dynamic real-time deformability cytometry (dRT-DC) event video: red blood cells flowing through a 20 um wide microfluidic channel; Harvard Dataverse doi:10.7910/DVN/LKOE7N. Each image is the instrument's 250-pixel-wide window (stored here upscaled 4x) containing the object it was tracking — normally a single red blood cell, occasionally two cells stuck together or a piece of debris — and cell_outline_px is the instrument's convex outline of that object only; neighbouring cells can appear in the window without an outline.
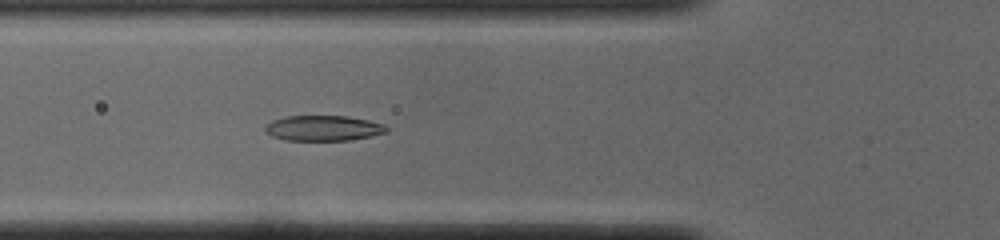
{"species": "common noctule bat (a hibernating species)", "species_latin": "Nyctalus noctula", "temperature_condition": "cold", "stored_images_in_passage": 51, "camera_frame_rate_fps": 3000, "um_per_image_px": 0.085, "animal": {"sex": "male", "body_mass_g": 19.0, "forearm_length_mm": 50.8}, "frame": {"image": 1, "passage_image": 18, "time_ms": 5.667, "image_size_px": [1000, 240], "cell_outline_px": [[388, 132], [372, 136], [352, 140], [288, 140], [272, 136], [264, 132], [264, 128], [272, 120], [288, 116], [348, 116], [368, 120], [384, 124], [388, 128]], "centroid_in_image_um": [27.51, 10.89], "position_along_channel_um": 98.3, "area_um2": 17.98}}
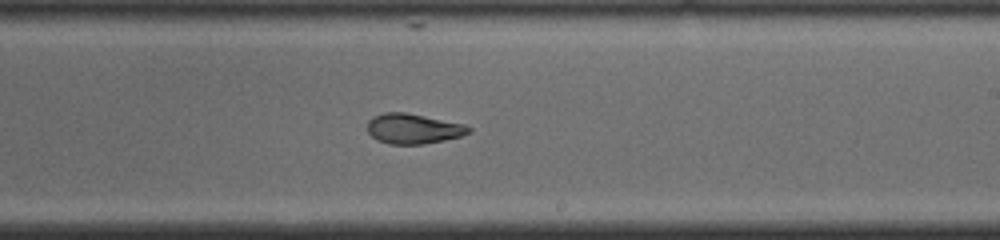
{"frame": {"image": 2, "passage_image": 30, "time_ms": 9.667, "image_size_px": [1000, 240], "cell_outline_px": [[472, 132], [460, 136], [444, 140], [424, 144], [388, 144], [376, 140], [368, 132], [368, 120], [372, 116], [384, 112], [404, 112], [464, 124], [472, 128]], "centroid_in_image_um": [35.11, 10.94], "position_along_channel_um": 253.9, "area_um2": 17.8}}
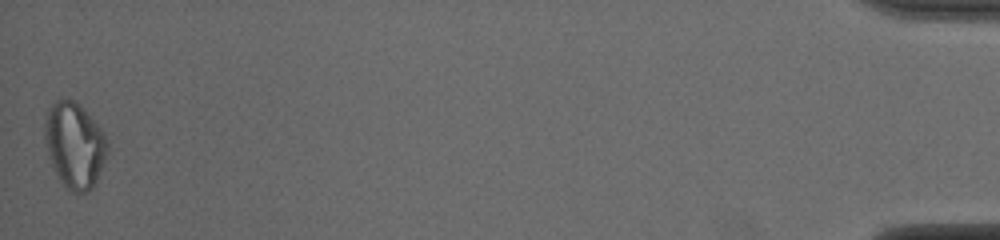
{"frame": {"image": 3, "passage_image": 51, "time_ms": 16.667, "image_size_px": [1000, 240], "cell_outline_px": [[108, 152], [96, 180], [92, 188], [88, 192], [72, 192], [60, 180], [48, 156], [44, 136], [44, 124], [48, 108], [60, 96], [72, 100], [80, 104], [104, 132], [108, 140]], "centroid_in_image_um": [6.33, 12.29], "position_along_channel_um": 428.9, "area_um2": 31.33}, "authors_computed_cell_mechanics": {"area_um2": 19.1896, "velocity_mm_per_s": 3.8982, "shape_relaxation_time_tau1_ms": 5.1042, "shape_relaxation_time_tau2_ms": 2.6673, "deformation_change_tau1": 0.1892, "deformation_change_tau2": 0.0997}}